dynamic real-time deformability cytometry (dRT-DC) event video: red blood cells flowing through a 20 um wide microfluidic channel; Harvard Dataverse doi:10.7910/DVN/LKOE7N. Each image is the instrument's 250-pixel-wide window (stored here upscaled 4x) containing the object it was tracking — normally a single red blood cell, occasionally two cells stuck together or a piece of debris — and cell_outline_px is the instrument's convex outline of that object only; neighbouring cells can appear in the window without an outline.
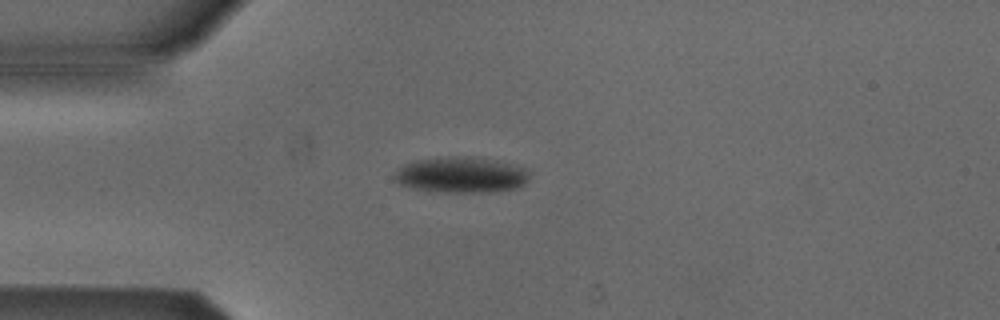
{"species": "Egyptian fruit bat (a non-hibernating species)", "species_latin": "Rousettus aegyptiacus", "temperature_condition": "cold", "stored_images_in_passage": 3, "camera_frame_rate_fps": 3000, "um_per_image_px": 0.085, "animal": {"sex": "male"}, "frame": {"image": 1, "passage_image": 3, "time_ms": 2.667, "image_size_px": [1000, 320], "cell_outline_px": [[532, 172], [524, 184], [520, 188], [488, 192], [436, 192], [412, 188], [400, 184], [396, 180], [396, 172], [404, 164], [416, 160], [440, 156], [472, 156], [492, 160], [528, 168]], "centroid_in_image_um": [39.24, 14.86], "position_along_channel_um": 45.8, "area_um2": 28.44}}